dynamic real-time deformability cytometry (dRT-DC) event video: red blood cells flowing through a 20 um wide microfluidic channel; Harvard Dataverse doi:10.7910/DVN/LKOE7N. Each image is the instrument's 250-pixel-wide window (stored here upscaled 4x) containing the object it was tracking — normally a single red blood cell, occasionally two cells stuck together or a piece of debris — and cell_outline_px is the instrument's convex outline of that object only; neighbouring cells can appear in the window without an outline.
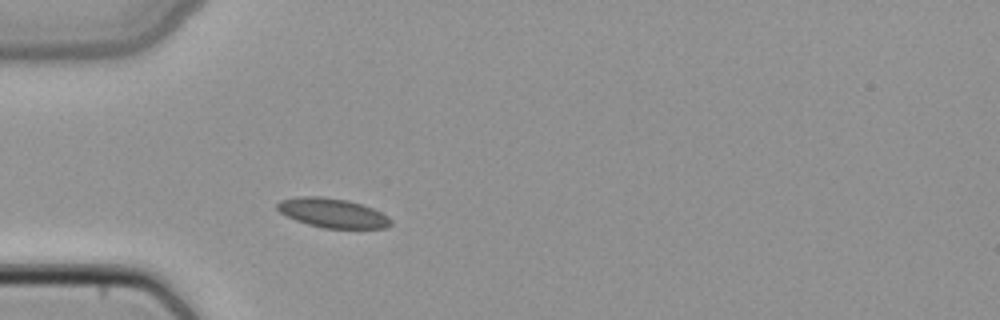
{"species": "common noctule bat (a hibernating species)", "species_latin": "Nyctalus noctula", "temperature_condition": "cold", "stored_images_in_passage": 1, "camera_frame_rate_fps": 3000, "um_per_image_px": 0.085, "animal": {"sex": "female", "body_mass_g": 22.7, "forearm_length_mm": 54.2}, "frame": {"image": 1, "passage_image": 1, "time_ms": 0.0, "image_size_px": [1000, 320], "cell_outline_px": [[392, 224], [384, 228], [324, 228], [308, 224], [296, 220], [280, 212], [276, 208], [276, 204], [280, 200], [300, 196], [320, 196], [348, 200], [372, 208], [388, 216], [392, 220]], "centroid_in_image_um": [28.26, 18.1], "position_along_channel_um": 56.7, "area_um2": 19.31}}